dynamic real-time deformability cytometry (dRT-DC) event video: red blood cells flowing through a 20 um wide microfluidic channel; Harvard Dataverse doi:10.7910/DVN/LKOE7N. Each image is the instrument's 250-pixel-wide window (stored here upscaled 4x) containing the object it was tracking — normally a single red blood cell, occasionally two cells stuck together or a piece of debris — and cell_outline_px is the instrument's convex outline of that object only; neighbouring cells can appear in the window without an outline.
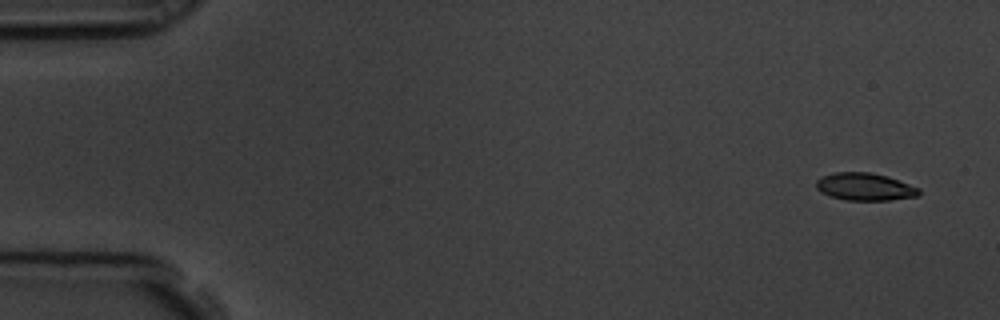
{"species": "common noctule bat (a hibernating species)", "species_latin": "Nyctalus noctula", "temperature_condition": "room temperature", "stored_images_in_passage": 5, "camera_frame_rate_fps": 3000, "um_per_image_px": 0.085, "animal": {"sex": "male", "body_mass_g": 19.5, "forearm_length_mm": 54.6}, "frame": {"image": 1, "passage_image": 1, "time_ms": 0.0, "image_size_px": [1000, 320], "cell_outline_px": [[920, 192], [916, 196], [892, 200], [848, 200], [832, 196], [820, 192], [816, 188], [816, 180], [820, 176], [836, 172], [872, 172], [888, 176], [920, 188]], "centroid_in_image_um": [73.5, 15.86], "position_along_channel_um": 11.5, "area_um2": 16.53}}
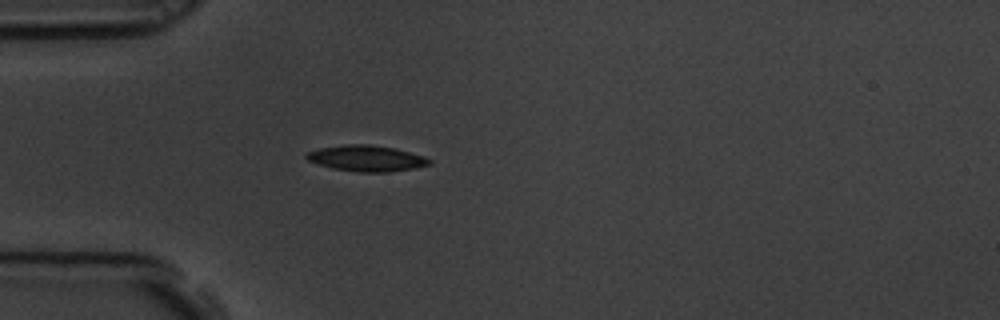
{"frame": {"image": 2, "passage_image": 5, "time_ms": 1.333, "image_size_px": [1000, 320], "cell_outline_px": [[432, 164], [412, 168], [388, 172], [360, 172], [332, 168], [308, 160], [304, 156], [308, 152], [320, 148], [344, 144], [368, 144], [396, 148], [424, 156], [432, 160]], "centroid_in_image_um": [31.18, 13.45], "position_along_channel_um": 53.8, "area_um2": 18.5}}